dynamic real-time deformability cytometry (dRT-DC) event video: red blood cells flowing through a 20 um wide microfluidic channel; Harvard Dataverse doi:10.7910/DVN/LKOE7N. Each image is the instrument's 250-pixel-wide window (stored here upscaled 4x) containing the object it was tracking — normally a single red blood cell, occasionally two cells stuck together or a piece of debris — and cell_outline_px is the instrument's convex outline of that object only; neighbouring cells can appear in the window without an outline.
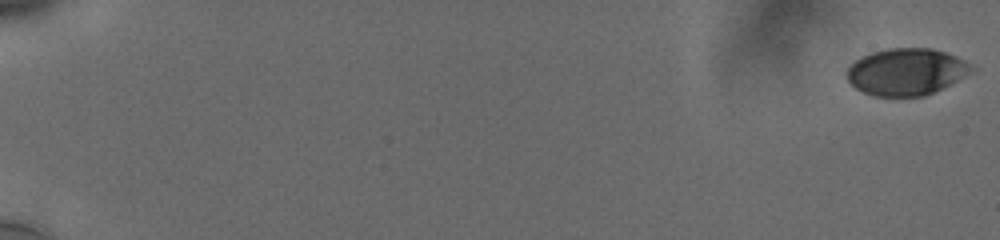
{"species": "human", "species_latin": "Homo sapiens", "temperature_condition": "cold", "stored_images_in_passage": 28, "camera_frame_rate_fps": 3000, "um_per_image_px": 0.085, "donor": {"sex": "male"}, "frame": {"image": 1, "passage_image": 1, "time_ms": 0.0, "image_size_px": [1000, 240], "cell_outline_px": [[972, 68], [968, 72], [956, 80], [924, 96], [876, 96], [864, 92], [856, 88], [848, 80], [848, 68], [856, 60], [872, 52], [888, 48], [932, 48], [956, 56], [964, 60]], "centroid_in_image_um": [76.99, 6.09], "position_along_channel_um": 8.0, "area_um2": 33.18}}
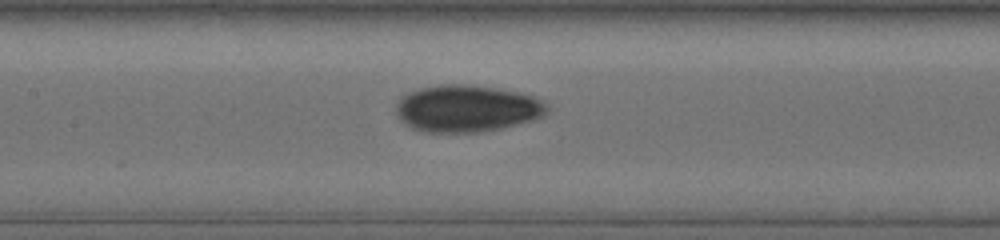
{"frame": {"image": 2, "passage_image": 25, "time_ms": 10.0, "image_size_px": [1000, 240], "cell_outline_px": [[548, 112], [532, 120], [500, 128], [476, 132], [428, 132], [412, 128], [400, 120], [396, 112], [396, 104], [400, 96], [408, 92], [420, 88], [440, 84], [468, 84], [496, 88], [520, 92], [544, 100], [548, 104]], "centroid_in_image_um": [39.67, 9.2], "position_along_channel_um": 167.7, "area_um2": 41.38}}
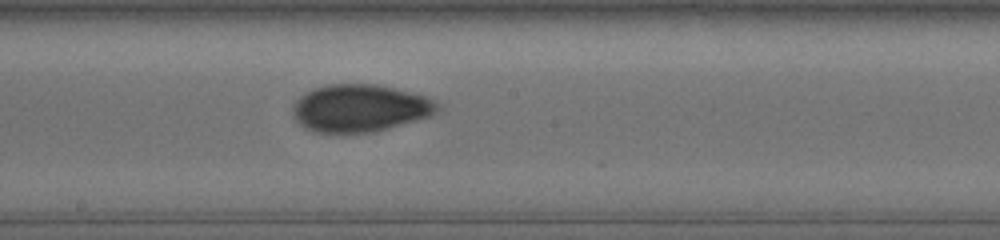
{"frame": {"image": 3, "passage_image": 28, "time_ms": 11.333, "image_size_px": [1000, 240], "cell_outline_px": [[440, 108], [432, 116], [388, 128], [372, 132], [316, 132], [304, 128], [292, 116], [292, 104], [304, 92], [312, 88], [328, 84], [376, 84], [396, 88], [424, 96], [432, 100]], "centroid_in_image_um": [30.54, 9.18], "position_along_channel_um": 217.7, "area_um2": 40.06}}